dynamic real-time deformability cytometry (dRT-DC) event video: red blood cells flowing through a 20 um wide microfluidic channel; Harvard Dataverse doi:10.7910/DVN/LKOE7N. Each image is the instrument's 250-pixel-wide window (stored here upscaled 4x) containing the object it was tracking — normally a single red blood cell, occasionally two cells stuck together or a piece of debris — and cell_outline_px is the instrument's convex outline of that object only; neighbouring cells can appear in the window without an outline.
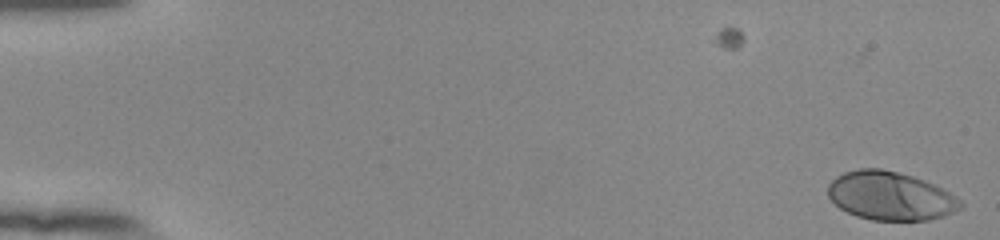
{"species": "human", "species_latin": "Homo sapiens", "temperature_condition": "room temperature", "stored_images_in_passage": 16, "camera_frame_rate_fps": 3000, "um_per_image_px": 0.085, "donor": {"sex": "female"}, "frame": {"image": 1, "passage_image": 1, "time_ms": 0.0, "image_size_px": [1000, 240], "cell_outline_px": [[964, 208], [944, 216], [928, 220], [872, 220], [856, 216], [840, 208], [828, 196], [828, 184], [836, 176], [844, 172], [860, 168], [880, 168], [912, 176], [924, 180], [956, 196], [964, 204]], "centroid_in_image_um": [75.69, 16.66], "position_along_channel_um": 9.3, "area_um2": 37.45}}
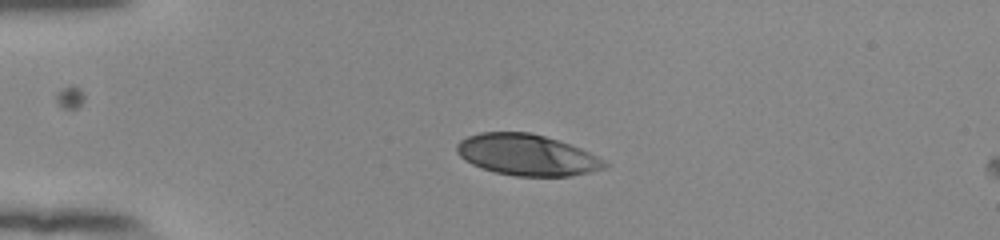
{"frame": {"image": 2, "passage_image": 14, "time_ms": 4.333, "image_size_px": [1000, 240], "cell_outline_px": [[608, 164], [604, 168], [588, 172], [568, 176], [516, 176], [496, 172], [472, 164], [464, 160], [456, 152], [456, 144], [460, 140], [468, 136], [480, 132], [528, 132], [544, 136], [580, 148], [604, 160]], "centroid_in_image_um": [44.74, 13.16], "position_along_channel_um": 40.3, "area_um2": 35.08}}